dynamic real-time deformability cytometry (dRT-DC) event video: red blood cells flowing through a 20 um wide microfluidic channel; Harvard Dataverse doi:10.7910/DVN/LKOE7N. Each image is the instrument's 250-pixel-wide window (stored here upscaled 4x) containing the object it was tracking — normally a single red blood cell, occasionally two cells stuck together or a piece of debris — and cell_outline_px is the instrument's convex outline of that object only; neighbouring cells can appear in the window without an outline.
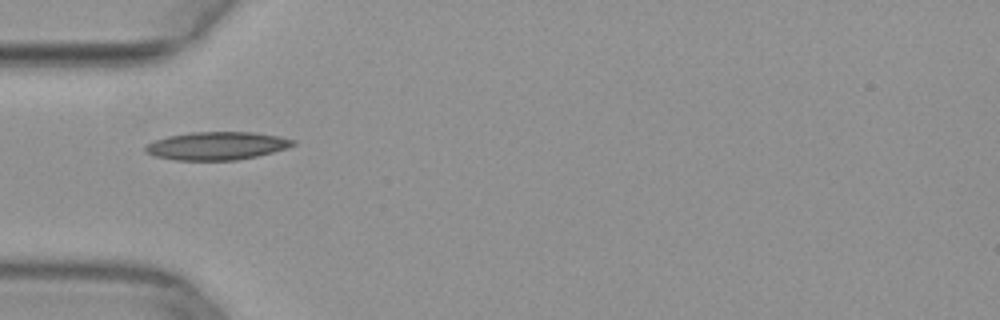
{"species": "common noctule bat (a hibernating species)", "species_latin": "Nyctalus noctula", "temperature_condition": "warm", "stored_images_in_passage": 33, "camera_frame_rate_fps": 3000, "um_per_image_px": 0.085, "animal": {"sex": "female", "body_mass_g": 29.2, "forearm_length_mm": 56.3}, "frame": {"image": 1, "passage_image": 1, "time_ms": 0.0, "image_size_px": [1000, 320], "cell_outline_px": [[296, 144], [288, 148], [256, 156], [236, 160], [176, 160], [156, 156], [144, 152], [144, 148], [148, 144], [156, 140], [168, 136], [192, 132], [256, 132], [280, 136], [296, 140]], "centroid_in_image_um": [18.47, 12.39], "position_along_channel_um": 66.5, "area_um2": 24.1}}
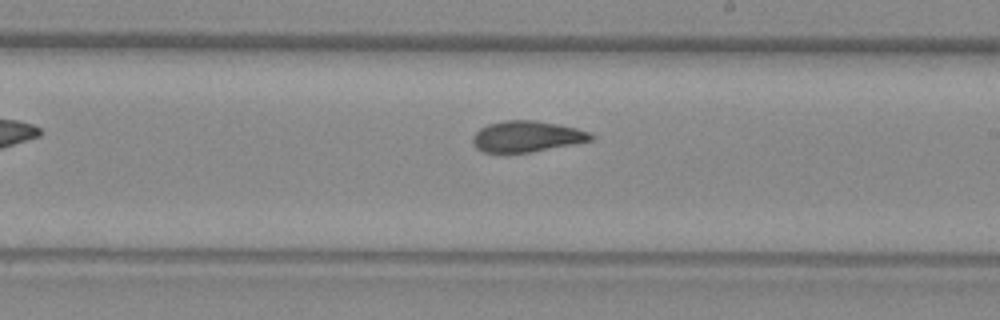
{"frame": {"image": 2, "passage_image": 14, "time_ms": 4.333, "image_size_px": [1000, 320], "cell_outline_px": [[596, 136], [592, 140], [572, 144], [528, 152], [484, 152], [476, 148], [472, 144], [472, 136], [480, 128], [488, 124], [504, 120], [532, 120], [556, 124], [576, 128], [588, 132]], "centroid_in_image_um": [44.73, 11.59], "position_along_channel_um": 244.3, "area_um2": 21.1}}
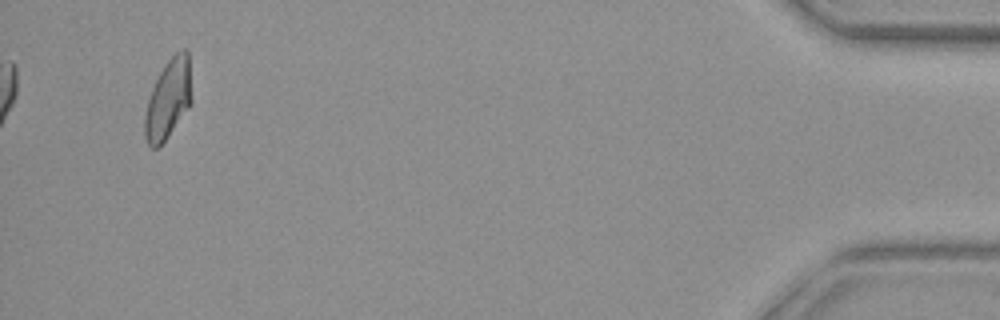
{"frame": {"image": 3, "passage_image": 33, "time_ms": 10.667, "image_size_px": [1000, 320], "cell_outline_px": [[192, 100], [188, 108], [160, 148], [152, 148], [148, 144], [144, 136], [144, 116], [148, 100], [152, 88], [164, 64], [180, 48], [184, 48], [188, 52]], "centroid_in_image_um": [14.29, 8.44], "position_along_channel_um": 420.9, "area_um2": 21.79}}